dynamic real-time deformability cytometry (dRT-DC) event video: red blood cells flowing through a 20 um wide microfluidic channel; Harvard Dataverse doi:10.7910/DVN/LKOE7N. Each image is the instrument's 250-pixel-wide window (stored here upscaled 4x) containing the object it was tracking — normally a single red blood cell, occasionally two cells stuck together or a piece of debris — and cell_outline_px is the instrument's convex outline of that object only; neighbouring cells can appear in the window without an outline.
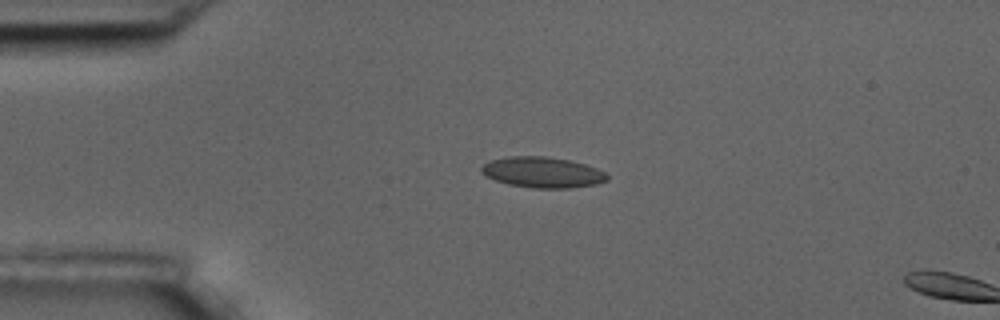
{"species": "common noctule bat (a hibernating species)", "species_latin": "Nyctalus noctula", "temperature_condition": "room temperature", "stored_images_in_passage": 2, "camera_frame_rate_fps": 3000, "um_per_image_px": 0.085, "animal": {"sex": "male", "body_mass_g": 17.5, "forearm_length_mm": 52.3}, "frame": {"image": 1, "passage_image": 1, "time_ms": 0.0, "image_size_px": [1000, 320], "cell_outline_px": [[608, 180], [596, 184], [572, 188], [532, 188], [508, 184], [496, 180], [480, 172], [480, 168], [488, 160], [508, 156], [548, 156], [568, 160], [584, 164], [596, 168], [604, 172], [608, 176]], "centroid_in_image_um": [46.09, 14.64], "position_along_channel_um": 38.9, "area_um2": 22.54}}